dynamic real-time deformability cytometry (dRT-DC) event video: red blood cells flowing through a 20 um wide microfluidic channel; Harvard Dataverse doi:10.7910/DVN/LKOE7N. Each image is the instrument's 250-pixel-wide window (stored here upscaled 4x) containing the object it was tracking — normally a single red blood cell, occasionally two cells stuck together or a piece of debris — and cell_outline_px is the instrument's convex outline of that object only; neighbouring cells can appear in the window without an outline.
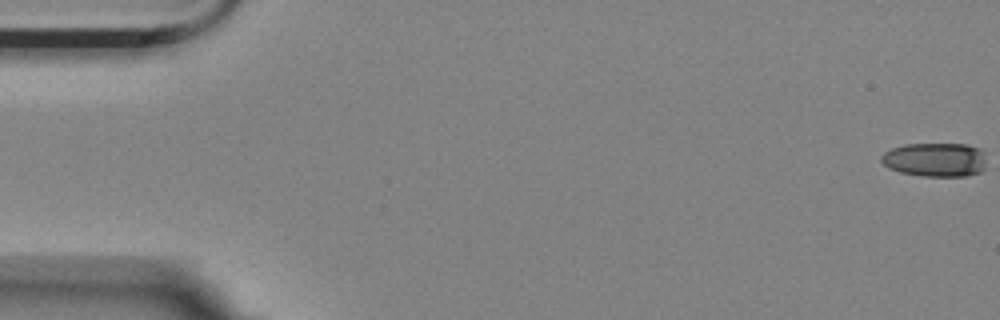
{"species": "Egyptian fruit bat (a non-hibernating species)", "species_latin": "Rousettus aegyptiacus", "temperature_condition": "room temperature", "stored_images_in_passage": 6, "camera_frame_rate_fps": 3000, "um_per_image_px": 0.085, "animal": {"sex": "female"}, "frame": {"image": 1, "passage_image": 1, "time_ms": 0.0, "image_size_px": [1000, 320], "cell_outline_px": [[984, 168], [980, 172], [968, 176], [920, 176], [900, 172], [888, 168], [880, 160], [880, 156], [884, 152], [892, 148], [904, 144], [968, 144], [980, 148], [984, 152]], "centroid_in_image_um": [79.48, 13.57], "position_along_channel_um": 5.5, "area_um2": 21.04}}
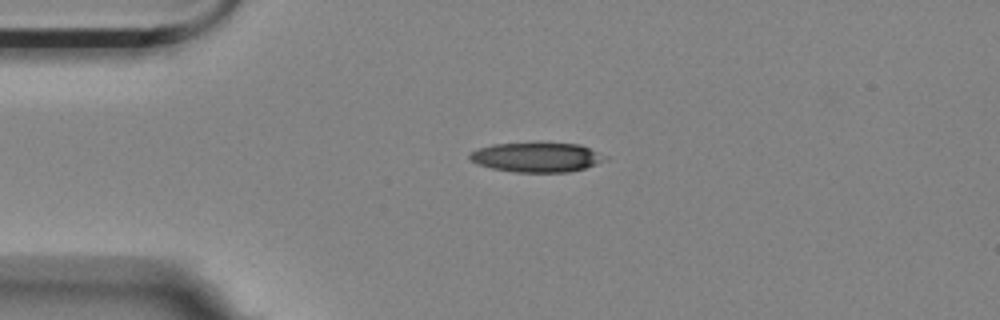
{"frame": {"image": 2, "passage_image": 4, "time_ms": 1.0, "image_size_px": [1000, 320], "cell_outline_px": [[608, 160], [584, 168], [568, 172], [516, 172], [492, 168], [480, 164], [472, 160], [468, 156], [472, 152], [480, 148], [492, 144], [580, 144], [608, 156]], "centroid_in_image_um": [45.69, 13.38], "position_along_channel_um": 39.3, "area_um2": 22.83}}
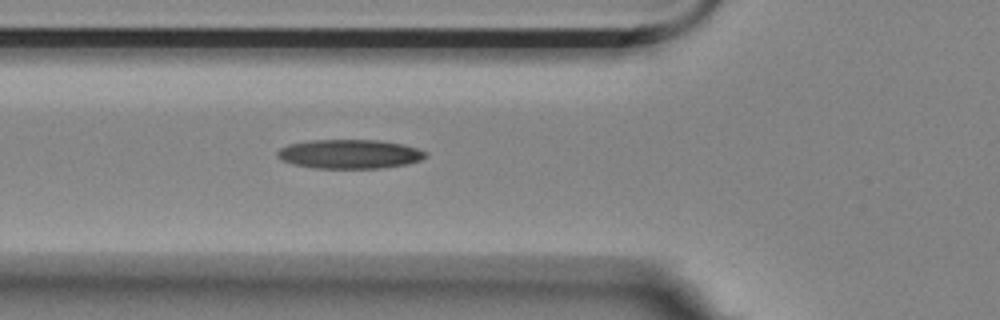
{"frame": {"image": 3, "passage_image": 6, "time_ms": 1.667, "image_size_px": [1000, 320], "cell_outline_px": [[428, 156], [420, 160], [404, 164], [380, 168], [316, 168], [292, 164], [280, 160], [276, 156], [276, 152], [280, 148], [288, 144], [312, 140], [380, 140], [404, 144], [428, 152]], "centroid_in_image_um": [29.69, 13.09], "position_along_channel_um": 96.1, "area_um2": 25.26}}